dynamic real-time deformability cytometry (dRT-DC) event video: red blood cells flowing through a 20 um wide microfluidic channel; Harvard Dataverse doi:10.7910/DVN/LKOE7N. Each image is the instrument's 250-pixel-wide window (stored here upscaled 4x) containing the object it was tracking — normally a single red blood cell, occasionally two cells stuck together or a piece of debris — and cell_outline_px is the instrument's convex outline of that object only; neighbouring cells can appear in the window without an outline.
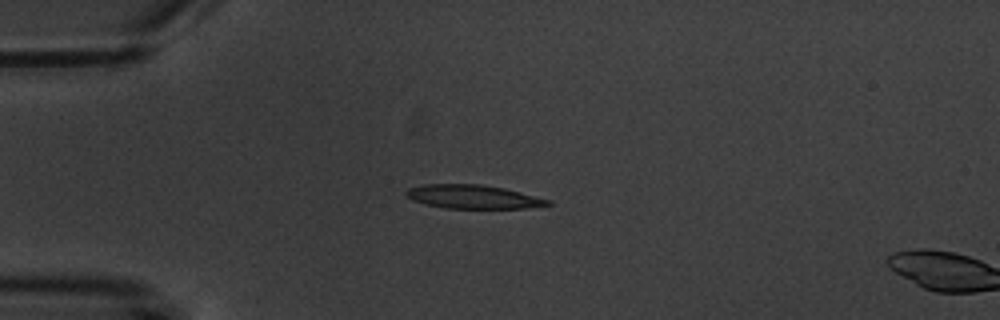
{"species": "common noctule bat (a hibernating species)", "species_latin": "Nyctalus noctula", "temperature_condition": "warm", "stored_images_in_passage": 4, "camera_frame_rate_fps": 3000, "um_per_image_px": 0.085, "animal": {"sex": "male", "body_mass_g": 20.1, "forearm_length_mm": 53.5}, "frame": {"image": 1, "passage_image": 3, "time_ms": 3.667, "image_size_px": [1000, 320], "cell_outline_px": [[552, 204], [524, 208], [444, 208], [424, 204], [412, 200], [404, 192], [408, 188], [424, 184], [480, 184], [504, 188], [552, 200]], "centroid_in_image_um": [40.19, 16.72], "position_along_channel_um": 44.8, "area_um2": 19.54}}